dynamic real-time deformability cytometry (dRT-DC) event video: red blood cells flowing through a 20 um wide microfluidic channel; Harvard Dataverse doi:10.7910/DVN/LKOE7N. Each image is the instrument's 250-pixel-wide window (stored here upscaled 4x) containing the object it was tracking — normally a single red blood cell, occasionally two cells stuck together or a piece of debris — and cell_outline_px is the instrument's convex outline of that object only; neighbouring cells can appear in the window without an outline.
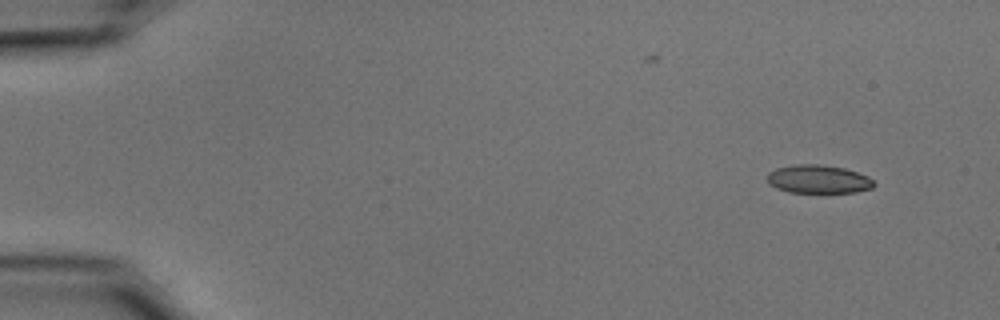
{"species": "common noctule bat (a hibernating species)", "species_latin": "Nyctalus noctula", "temperature_condition": "cold", "stored_images_in_passage": 50, "camera_frame_rate_fps": 3000, "um_per_image_px": 0.085, "animal": {"sex": "male", "body_mass_g": 15.6}, "frame": {"image": 1, "passage_image": 1, "time_ms": 0.0, "image_size_px": [1000, 320], "cell_outline_px": [[876, 184], [872, 188], [856, 192], [788, 192], [776, 188], [768, 184], [768, 172], [776, 168], [796, 164], [816, 164], [844, 168], [868, 176]], "centroid_in_image_um": [69.54, 15.23], "position_along_channel_um": 15.5, "area_um2": 17.57}}
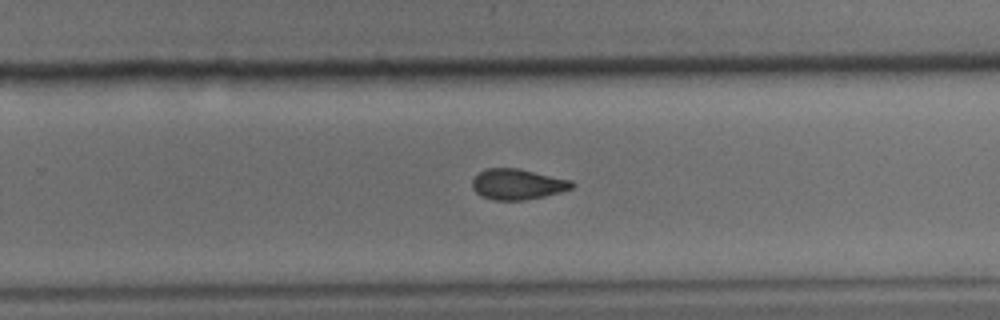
{"frame": {"image": 2, "passage_image": 32, "time_ms": 10.333, "image_size_px": [1000, 320], "cell_outline_px": [[576, 184], [572, 188], [560, 192], [544, 196], [524, 200], [492, 200], [480, 196], [472, 188], [472, 180], [480, 172], [488, 168], [516, 168], [572, 180]], "centroid_in_image_um": [43.99, 15.67], "position_along_channel_um": 285.8, "area_um2": 17.74}}
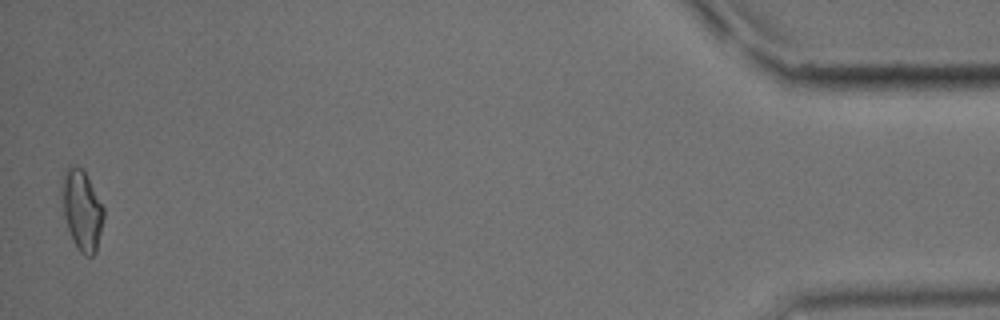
{"frame": {"image": 3, "passage_image": 50, "time_ms": 16.333, "image_size_px": [1000, 320], "cell_outline_px": [[104, 220], [96, 252], [92, 256], [84, 256], [76, 248], [72, 240], [64, 216], [64, 172], [68, 164], [76, 164], [84, 172], [104, 208]], "centroid_in_image_um": [7.0, 17.92], "position_along_channel_um": 428.2, "area_um2": 19.07}, "authors_computed_cell_mechanics": {"area_um2": 18.3804, "velocity_mm_per_s": 3.7495, "shape_relaxation_time_tau1_ms": 10.5726, "shape_relaxation_time_tau2_ms": 4.5566, "deformation_change_tau1": 0.1808, "deformation_change_tau2": 0.1044}}